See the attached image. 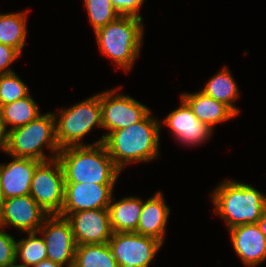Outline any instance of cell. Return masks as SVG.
Listing matches in <instances>:
<instances>
[{
	"instance_id": "6da1fadb",
	"label": "cell",
	"mask_w": 266,
	"mask_h": 267,
	"mask_svg": "<svg viewBox=\"0 0 266 267\" xmlns=\"http://www.w3.org/2000/svg\"><path fill=\"white\" fill-rule=\"evenodd\" d=\"M160 123L150 112L142 121L104 137L102 143L121 172L130 163H148L160 157Z\"/></svg>"
},
{
	"instance_id": "7a4b0ae2",
	"label": "cell",
	"mask_w": 266,
	"mask_h": 267,
	"mask_svg": "<svg viewBox=\"0 0 266 267\" xmlns=\"http://www.w3.org/2000/svg\"><path fill=\"white\" fill-rule=\"evenodd\" d=\"M214 211L227 225V230L257 223L266 208V195L252 185L225 179L211 192Z\"/></svg>"
},
{
	"instance_id": "3957f363",
	"label": "cell",
	"mask_w": 266,
	"mask_h": 267,
	"mask_svg": "<svg viewBox=\"0 0 266 267\" xmlns=\"http://www.w3.org/2000/svg\"><path fill=\"white\" fill-rule=\"evenodd\" d=\"M57 159L65 183L115 184L121 173L103 143L61 148Z\"/></svg>"
},
{
	"instance_id": "277c9868",
	"label": "cell",
	"mask_w": 266,
	"mask_h": 267,
	"mask_svg": "<svg viewBox=\"0 0 266 267\" xmlns=\"http://www.w3.org/2000/svg\"><path fill=\"white\" fill-rule=\"evenodd\" d=\"M143 19L119 16L95 33L99 51L126 73L134 68L144 43Z\"/></svg>"
},
{
	"instance_id": "5b68a950",
	"label": "cell",
	"mask_w": 266,
	"mask_h": 267,
	"mask_svg": "<svg viewBox=\"0 0 266 267\" xmlns=\"http://www.w3.org/2000/svg\"><path fill=\"white\" fill-rule=\"evenodd\" d=\"M52 152L46 155V149ZM60 147L56 141L55 116L53 112L40 114L28 124L7 132L5 154L16 158L47 161L57 158Z\"/></svg>"
},
{
	"instance_id": "8992f818",
	"label": "cell",
	"mask_w": 266,
	"mask_h": 267,
	"mask_svg": "<svg viewBox=\"0 0 266 267\" xmlns=\"http://www.w3.org/2000/svg\"><path fill=\"white\" fill-rule=\"evenodd\" d=\"M55 116L56 141L61 148L99 144L83 142L94 127L102 128L100 93L75 103L68 108H60L53 112Z\"/></svg>"
},
{
	"instance_id": "52a82bcc",
	"label": "cell",
	"mask_w": 266,
	"mask_h": 267,
	"mask_svg": "<svg viewBox=\"0 0 266 267\" xmlns=\"http://www.w3.org/2000/svg\"><path fill=\"white\" fill-rule=\"evenodd\" d=\"M120 89L118 86L100 93L101 123L107 133L102 134L99 143L103 142L108 133L138 123L151 112L143 103L119 92Z\"/></svg>"
},
{
	"instance_id": "ba28073f",
	"label": "cell",
	"mask_w": 266,
	"mask_h": 267,
	"mask_svg": "<svg viewBox=\"0 0 266 267\" xmlns=\"http://www.w3.org/2000/svg\"><path fill=\"white\" fill-rule=\"evenodd\" d=\"M64 184L59 160L41 161L33 173L29 195L48 215H59L64 202Z\"/></svg>"
},
{
	"instance_id": "9c48e42d",
	"label": "cell",
	"mask_w": 266,
	"mask_h": 267,
	"mask_svg": "<svg viewBox=\"0 0 266 267\" xmlns=\"http://www.w3.org/2000/svg\"><path fill=\"white\" fill-rule=\"evenodd\" d=\"M119 267H149L163 243L136 232H113L108 241Z\"/></svg>"
},
{
	"instance_id": "30bf717a",
	"label": "cell",
	"mask_w": 266,
	"mask_h": 267,
	"mask_svg": "<svg viewBox=\"0 0 266 267\" xmlns=\"http://www.w3.org/2000/svg\"><path fill=\"white\" fill-rule=\"evenodd\" d=\"M45 241L47 259L63 267H73L76 241L70 222L59 215H49L37 231Z\"/></svg>"
},
{
	"instance_id": "8fae6325",
	"label": "cell",
	"mask_w": 266,
	"mask_h": 267,
	"mask_svg": "<svg viewBox=\"0 0 266 267\" xmlns=\"http://www.w3.org/2000/svg\"><path fill=\"white\" fill-rule=\"evenodd\" d=\"M48 216L30 195L7 198L0 210V227L37 232Z\"/></svg>"
},
{
	"instance_id": "7c38bea8",
	"label": "cell",
	"mask_w": 266,
	"mask_h": 267,
	"mask_svg": "<svg viewBox=\"0 0 266 267\" xmlns=\"http://www.w3.org/2000/svg\"><path fill=\"white\" fill-rule=\"evenodd\" d=\"M71 224L77 246L108 243L113 231L108 209L85 210L75 213H60Z\"/></svg>"
},
{
	"instance_id": "4fadbf2b",
	"label": "cell",
	"mask_w": 266,
	"mask_h": 267,
	"mask_svg": "<svg viewBox=\"0 0 266 267\" xmlns=\"http://www.w3.org/2000/svg\"><path fill=\"white\" fill-rule=\"evenodd\" d=\"M116 184L65 183L61 213L108 209Z\"/></svg>"
},
{
	"instance_id": "5bb4252c",
	"label": "cell",
	"mask_w": 266,
	"mask_h": 267,
	"mask_svg": "<svg viewBox=\"0 0 266 267\" xmlns=\"http://www.w3.org/2000/svg\"><path fill=\"white\" fill-rule=\"evenodd\" d=\"M179 104L180 106L169 112L160 124L166 125L172 136L186 147H194L209 141L214 131L198 120L182 98Z\"/></svg>"
},
{
	"instance_id": "9a60e30c",
	"label": "cell",
	"mask_w": 266,
	"mask_h": 267,
	"mask_svg": "<svg viewBox=\"0 0 266 267\" xmlns=\"http://www.w3.org/2000/svg\"><path fill=\"white\" fill-rule=\"evenodd\" d=\"M235 254L246 267H258L266 261V237L257 223L228 230Z\"/></svg>"
},
{
	"instance_id": "2e32d148",
	"label": "cell",
	"mask_w": 266,
	"mask_h": 267,
	"mask_svg": "<svg viewBox=\"0 0 266 267\" xmlns=\"http://www.w3.org/2000/svg\"><path fill=\"white\" fill-rule=\"evenodd\" d=\"M8 163H0V184L4 199L30 194L31 180L38 160L11 157Z\"/></svg>"
},
{
	"instance_id": "e0dca14e",
	"label": "cell",
	"mask_w": 266,
	"mask_h": 267,
	"mask_svg": "<svg viewBox=\"0 0 266 267\" xmlns=\"http://www.w3.org/2000/svg\"><path fill=\"white\" fill-rule=\"evenodd\" d=\"M171 208L167 205L162 191H158L145 201L136 233L156 238L164 244L166 225L168 224Z\"/></svg>"
},
{
	"instance_id": "ac0fdd59",
	"label": "cell",
	"mask_w": 266,
	"mask_h": 267,
	"mask_svg": "<svg viewBox=\"0 0 266 267\" xmlns=\"http://www.w3.org/2000/svg\"><path fill=\"white\" fill-rule=\"evenodd\" d=\"M180 95V98L189 105L198 120L208 125L212 130L215 129V125L238 117L229 106L200 90L197 93L184 92Z\"/></svg>"
},
{
	"instance_id": "d6986e66",
	"label": "cell",
	"mask_w": 266,
	"mask_h": 267,
	"mask_svg": "<svg viewBox=\"0 0 266 267\" xmlns=\"http://www.w3.org/2000/svg\"><path fill=\"white\" fill-rule=\"evenodd\" d=\"M143 199L139 196H124L116 200L111 198L108 210L113 232H136L139 223Z\"/></svg>"
},
{
	"instance_id": "ffe728a7",
	"label": "cell",
	"mask_w": 266,
	"mask_h": 267,
	"mask_svg": "<svg viewBox=\"0 0 266 267\" xmlns=\"http://www.w3.org/2000/svg\"><path fill=\"white\" fill-rule=\"evenodd\" d=\"M204 94L229 106L237 115L240 114L239 107L234 103L240 97V91L237 82L232 73L225 65L211 77L200 89Z\"/></svg>"
},
{
	"instance_id": "44dd1931",
	"label": "cell",
	"mask_w": 266,
	"mask_h": 267,
	"mask_svg": "<svg viewBox=\"0 0 266 267\" xmlns=\"http://www.w3.org/2000/svg\"><path fill=\"white\" fill-rule=\"evenodd\" d=\"M29 10L0 13V43L11 46L23 54L28 36L27 17Z\"/></svg>"
},
{
	"instance_id": "7402d4cb",
	"label": "cell",
	"mask_w": 266,
	"mask_h": 267,
	"mask_svg": "<svg viewBox=\"0 0 266 267\" xmlns=\"http://www.w3.org/2000/svg\"><path fill=\"white\" fill-rule=\"evenodd\" d=\"M40 114L38 104L31 94L0 107V117L7 132L28 124Z\"/></svg>"
},
{
	"instance_id": "603a6c76",
	"label": "cell",
	"mask_w": 266,
	"mask_h": 267,
	"mask_svg": "<svg viewBox=\"0 0 266 267\" xmlns=\"http://www.w3.org/2000/svg\"><path fill=\"white\" fill-rule=\"evenodd\" d=\"M73 267H119L108 243L78 245Z\"/></svg>"
},
{
	"instance_id": "cb8c5ba5",
	"label": "cell",
	"mask_w": 266,
	"mask_h": 267,
	"mask_svg": "<svg viewBox=\"0 0 266 267\" xmlns=\"http://www.w3.org/2000/svg\"><path fill=\"white\" fill-rule=\"evenodd\" d=\"M25 234L26 237L16 240V263L32 267L47 259V248L38 232Z\"/></svg>"
},
{
	"instance_id": "d4e9b609",
	"label": "cell",
	"mask_w": 266,
	"mask_h": 267,
	"mask_svg": "<svg viewBox=\"0 0 266 267\" xmlns=\"http://www.w3.org/2000/svg\"><path fill=\"white\" fill-rule=\"evenodd\" d=\"M83 3L93 32L121 16L114 8L111 0H84Z\"/></svg>"
},
{
	"instance_id": "484cf974",
	"label": "cell",
	"mask_w": 266,
	"mask_h": 267,
	"mask_svg": "<svg viewBox=\"0 0 266 267\" xmlns=\"http://www.w3.org/2000/svg\"><path fill=\"white\" fill-rule=\"evenodd\" d=\"M30 89L15 72L0 75V107L25 98Z\"/></svg>"
},
{
	"instance_id": "4316f807",
	"label": "cell",
	"mask_w": 266,
	"mask_h": 267,
	"mask_svg": "<svg viewBox=\"0 0 266 267\" xmlns=\"http://www.w3.org/2000/svg\"><path fill=\"white\" fill-rule=\"evenodd\" d=\"M16 240L0 227V267H10L16 262Z\"/></svg>"
},
{
	"instance_id": "83f0119b",
	"label": "cell",
	"mask_w": 266,
	"mask_h": 267,
	"mask_svg": "<svg viewBox=\"0 0 266 267\" xmlns=\"http://www.w3.org/2000/svg\"><path fill=\"white\" fill-rule=\"evenodd\" d=\"M114 8L121 16H133L143 19L140 9L145 0H111Z\"/></svg>"
},
{
	"instance_id": "f1b7e54d",
	"label": "cell",
	"mask_w": 266,
	"mask_h": 267,
	"mask_svg": "<svg viewBox=\"0 0 266 267\" xmlns=\"http://www.w3.org/2000/svg\"><path fill=\"white\" fill-rule=\"evenodd\" d=\"M21 55L22 54L17 49L0 43V75L13 73L15 70L10 66L18 60Z\"/></svg>"
},
{
	"instance_id": "f546056e",
	"label": "cell",
	"mask_w": 266,
	"mask_h": 267,
	"mask_svg": "<svg viewBox=\"0 0 266 267\" xmlns=\"http://www.w3.org/2000/svg\"><path fill=\"white\" fill-rule=\"evenodd\" d=\"M6 145H7V131L3 125V122L0 117V151L3 154L6 152Z\"/></svg>"
},
{
	"instance_id": "4dcf8cb0",
	"label": "cell",
	"mask_w": 266,
	"mask_h": 267,
	"mask_svg": "<svg viewBox=\"0 0 266 267\" xmlns=\"http://www.w3.org/2000/svg\"><path fill=\"white\" fill-rule=\"evenodd\" d=\"M32 267H63L58 263L52 262L49 259L41 261L39 264L33 265Z\"/></svg>"
},
{
	"instance_id": "1f68e13d",
	"label": "cell",
	"mask_w": 266,
	"mask_h": 267,
	"mask_svg": "<svg viewBox=\"0 0 266 267\" xmlns=\"http://www.w3.org/2000/svg\"><path fill=\"white\" fill-rule=\"evenodd\" d=\"M261 232L265 235L266 237V208L262 214V217L260 218V220L257 222Z\"/></svg>"
},
{
	"instance_id": "d6a6232c",
	"label": "cell",
	"mask_w": 266,
	"mask_h": 267,
	"mask_svg": "<svg viewBox=\"0 0 266 267\" xmlns=\"http://www.w3.org/2000/svg\"><path fill=\"white\" fill-rule=\"evenodd\" d=\"M3 202H4V197L2 194V189H1V184H0V210H1Z\"/></svg>"
},
{
	"instance_id": "836d02e7",
	"label": "cell",
	"mask_w": 266,
	"mask_h": 267,
	"mask_svg": "<svg viewBox=\"0 0 266 267\" xmlns=\"http://www.w3.org/2000/svg\"><path fill=\"white\" fill-rule=\"evenodd\" d=\"M10 267H28V266L20 265V264H18V263L15 262Z\"/></svg>"
}]
</instances>
